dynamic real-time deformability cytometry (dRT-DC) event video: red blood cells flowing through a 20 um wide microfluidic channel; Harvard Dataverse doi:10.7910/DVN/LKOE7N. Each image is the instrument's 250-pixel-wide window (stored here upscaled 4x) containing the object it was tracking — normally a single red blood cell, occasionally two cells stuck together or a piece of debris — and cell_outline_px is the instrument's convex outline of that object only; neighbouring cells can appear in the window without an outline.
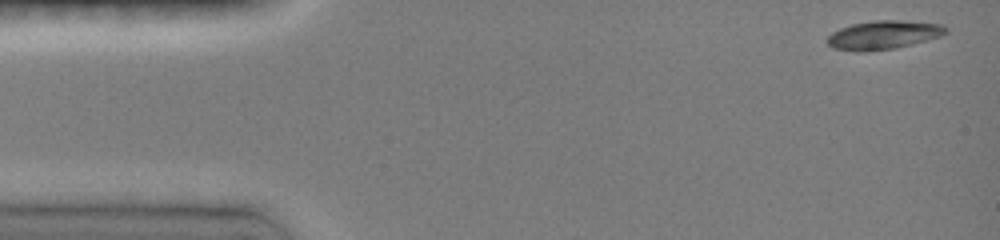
{"species": "common noctule bat (a hibernating species)", "species_latin": "Nyctalus noctula", "temperature_condition": "room temperature", "stored_images_in_passage": 40, "camera_frame_rate_fps": 3000, "um_per_image_px": 0.085, "animal": {"sex": "female", "body_mass_g": 19.0, "forearm_length_mm": 51.5}, "frame": {"image": 1, "passage_image": 1, "time_ms": 0.0, "image_size_px": [1000, 240], "cell_outline_px": [[948, 32], [940, 36], [912, 44], [892, 48], [868, 52], [856, 52], [832, 48], [824, 40], [832, 32], [840, 28], [852, 24], [872, 20], [900, 20], [944, 24], [948, 28]], "centroid_in_image_um": [75.06, 2.97], "position_along_channel_um": 9.9, "area_um2": 20.06}}
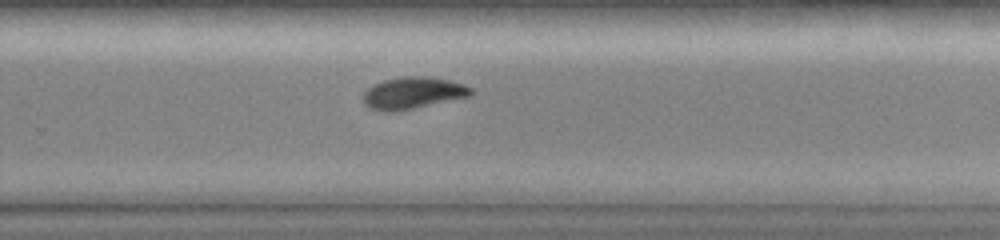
{"frame": {"image": 2, "passage_image": 29, "time_ms": 9.667, "image_size_px": [1000, 240], "cell_outline_px": [[472, 92], [468, 96], [412, 108], [392, 112], [388, 112], [368, 108], [364, 104], [364, 92], [368, 88], [384, 80], [404, 76], [424, 76], [452, 80], [464, 84], [472, 88]], "centroid_in_image_um": [35.08, 7.89], "position_along_channel_um": 294.7, "area_um2": 19.65}}
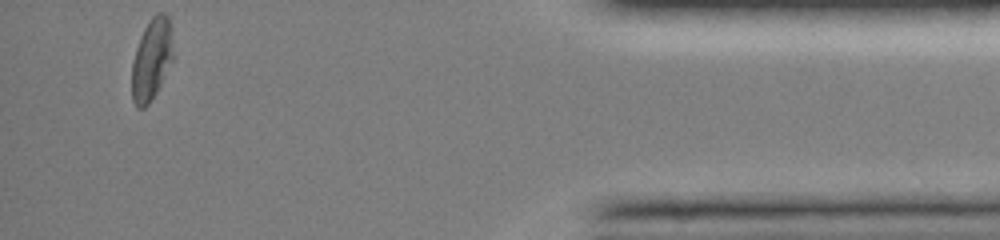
{"frame": {"image": 3, "passage_image": 40, "time_ms": 14.0, "image_size_px": [1000, 240], "cell_outline_px": [[172, 60], [156, 92], [148, 104], [144, 108], [136, 108], [132, 100], [132, 60], [136, 48], [144, 28], [152, 16], [156, 12], [164, 12], [168, 16], [172, 28]], "centroid_in_image_um": [12.88, 5.02], "position_along_channel_um": 422.3, "area_um2": 19.59}, "authors_computed_cell_mechanics": {"area_um2": 19.7676, "velocity_mm_per_s": 4.0724, "shape_relaxation_time_tau1_ms": 4.8489, "shape_relaxation_time_tau2_ms": null, "deformation_change_tau1": 0.1816, "deformation_change_tau2": null}}